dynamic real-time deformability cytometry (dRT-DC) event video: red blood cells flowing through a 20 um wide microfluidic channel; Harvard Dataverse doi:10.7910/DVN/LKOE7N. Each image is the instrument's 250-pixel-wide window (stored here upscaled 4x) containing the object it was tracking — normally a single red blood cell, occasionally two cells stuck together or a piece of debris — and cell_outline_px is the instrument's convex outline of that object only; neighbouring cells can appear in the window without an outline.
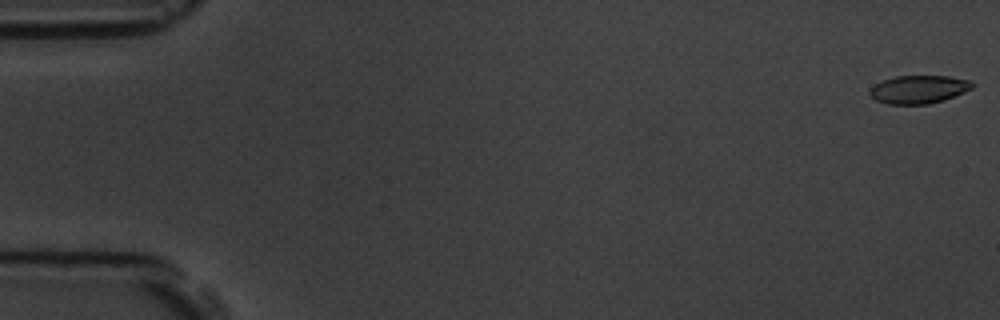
{"species": "common noctule bat (a hibernating species)", "species_latin": "Nyctalus noctula", "temperature_condition": "room temperature", "stored_images_in_passage": 9, "camera_frame_rate_fps": 3000, "um_per_image_px": 0.085, "animal": {"sex": "male", "body_mass_g": 19.5, "forearm_length_mm": 54.6}, "frame": {"image": 1, "passage_image": 1, "time_ms": 0.0, "image_size_px": [1000, 320], "cell_outline_px": [[976, 84], [972, 88], [964, 92], [944, 100], [928, 104], [888, 104], [876, 100], [868, 92], [876, 84], [884, 80], [896, 76], [948, 76], [972, 80]], "centroid_in_image_um": [78.14, 7.59], "position_along_channel_um": 6.9, "area_um2": 16.76}}
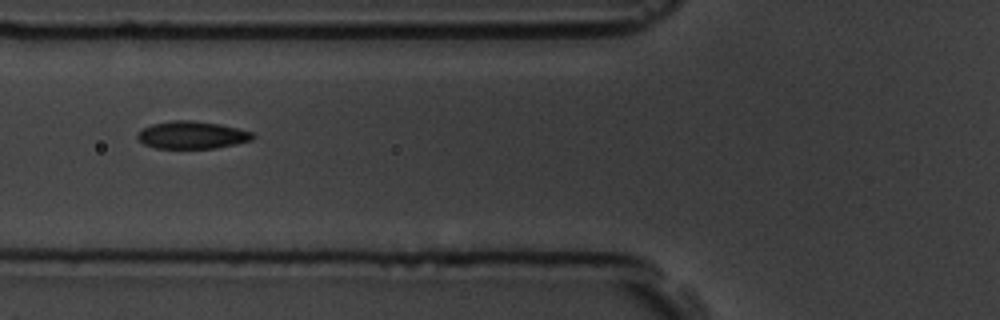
{"frame": {"image": 2, "passage_image": 7, "time_ms": 6.667, "image_size_px": [1000, 320], "cell_outline_px": [[256, 136], [252, 140], [236, 144], [212, 148], [156, 148], [144, 144], [136, 136], [144, 128], [152, 124], [172, 120], [192, 120], [220, 124], [252, 132]], "centroid_in_image_um": [16.34, 11.47], "position_along_channel_um": 109.5, "area_um2": 18.32}}
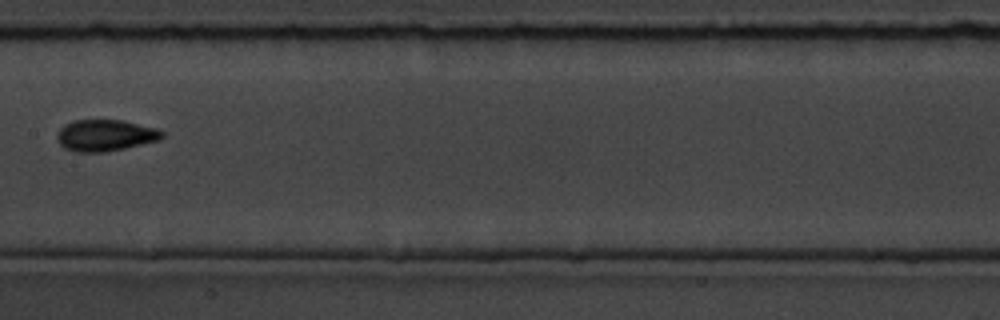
{"frame": {"image": 3, "passage_image": 9, "time_ms": 9.0, "image_size_px": [1000, 320], "cell_outline_px": [[164, 136], [160, 140], [124, 148], [104, 152], [76, 152], [64, 148], [60, 144], [56, 136], [60, 128], [64, 124], [72, 120], [124, 120], [156, 128], [164, 132]], "centroid_in_image_um": [8.94, 11.5], "position_along_channel_um": 198.5, "area_um2": 19.36}}